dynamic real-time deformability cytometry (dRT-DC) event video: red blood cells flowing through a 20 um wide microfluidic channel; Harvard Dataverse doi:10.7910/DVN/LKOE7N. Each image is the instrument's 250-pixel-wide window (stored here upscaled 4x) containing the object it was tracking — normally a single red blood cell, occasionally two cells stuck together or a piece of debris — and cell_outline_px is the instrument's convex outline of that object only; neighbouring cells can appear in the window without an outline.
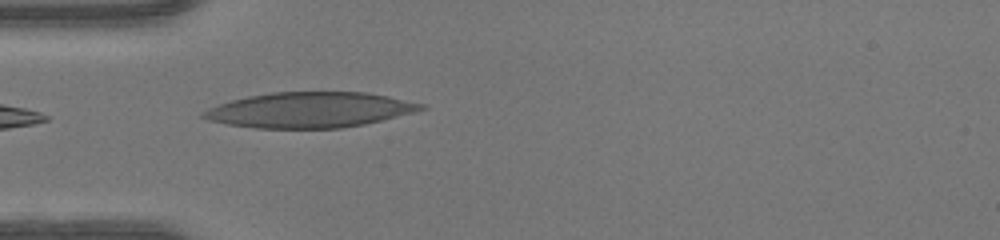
{"species": "human", "species_latin": "Homo sapiens", "temperature_condition": "warm", "stored_images_in_passage": 16, "camera_frame_rate_fps": 3000, "um_per_image_px": 0.085, "donor": {"sex": "female"}, "frame": {"image": 1, "passage_image": 1, "time_ms": 0.0, "image_size_px": [1000, 240], "cell_outline_px": [[428, 108], [364, 124], [340, 128], [256, 128], [224, 124], [208, 120], [200, 116], [200, 112], [208, 108], [232, 100], [248, 96], [272, 92], [364, 92], [388, 96], [428, 104]], "centroid_in_image_um": [26.31, 9.34], "position_along_channel_um": 58.7, "area_um2": 44.85}}
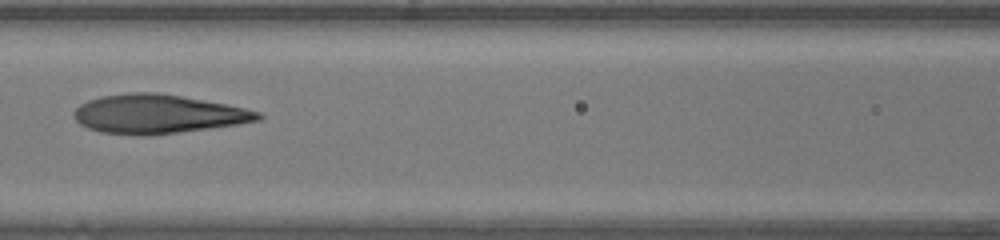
{"frame": {"image": 2, "passage_image": 8, "time_ms": 2.333, "image_size_px": [1000, 240], "cell_outline_px": [[264, 116], [260, 120], [240, 124], [176, 132], [100, 132], [88, 128], [80, 124], [76, 120], [76, 108], [80, 104], [88, 100], [100, 96], [132, 92], [156, 92], [180, 96], [224, 104], [244, 108], [260, 112]], "centroid_in_image_um": [13.46, 9.65], "position_along_channel_um": 153.1, "area_um2": 40.23}}
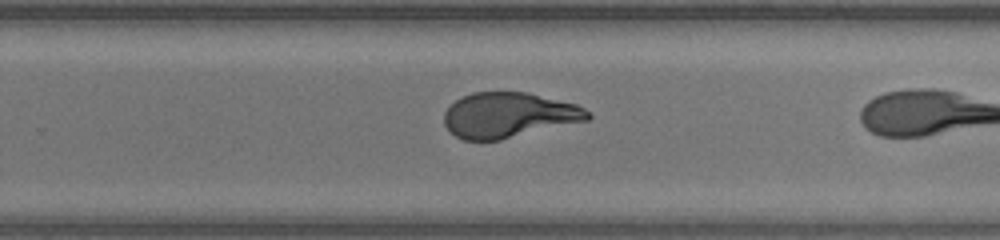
{"frame": {"image": 3, "passage_image": 15, "time_ms": 4.667, "image_size_px": [1000, 240], "cell_outline_px": [[592, 116], [588, 120], [500, 140], [464, 140], [456, 136], [444, 124], [444, 112], [456, 100], [472, 92], [528, 92], [576, 104], [592, 112]], "centroid_in_image_um": [43.27, 9.78], "position_along_channel_um": 286.5, "area_um2": 37.74}}